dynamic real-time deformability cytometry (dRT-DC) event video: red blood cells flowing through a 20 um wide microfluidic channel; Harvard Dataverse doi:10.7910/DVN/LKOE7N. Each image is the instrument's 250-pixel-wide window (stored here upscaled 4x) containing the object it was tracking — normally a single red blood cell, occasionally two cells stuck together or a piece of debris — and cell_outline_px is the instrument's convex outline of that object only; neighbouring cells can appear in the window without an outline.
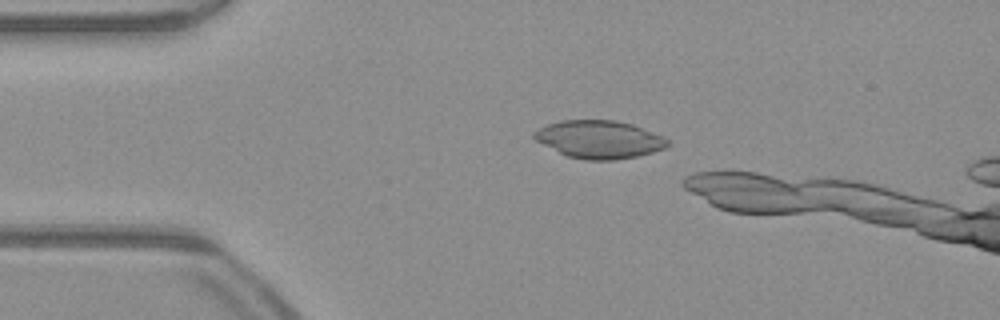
{"species": "common noctule bat (a hibernating species)", "species_latin": "Nyctalus noctula", "temperature_condition": "warm", "stored_images_in_passage": 19, "camera_frame_rate_fps": 3000, "um_per_image_px": 0.085, "animal": {"sex": "male", "body_mass_g": 23.1, "forearm_length_mm": 52.7}, "frame": {"image": 1, "passage_image": 11, "time_ms": 3.333, "image_size_px": [1000, 320], "cell_outline_px": [[668, 144], [664, 148], [652, 152], [636, 156], [612, 160], [584, 160], [568, 156], [536, 140], [532, 136], [532, 132], [548, 124], [560, 120], [616, 120], [632, 124], [664, 136], [668, 140]], "centroid_in_image_um": [50.94, 11.84], "position_along_channel_um": 34.1, "area_um2": 29.19}}